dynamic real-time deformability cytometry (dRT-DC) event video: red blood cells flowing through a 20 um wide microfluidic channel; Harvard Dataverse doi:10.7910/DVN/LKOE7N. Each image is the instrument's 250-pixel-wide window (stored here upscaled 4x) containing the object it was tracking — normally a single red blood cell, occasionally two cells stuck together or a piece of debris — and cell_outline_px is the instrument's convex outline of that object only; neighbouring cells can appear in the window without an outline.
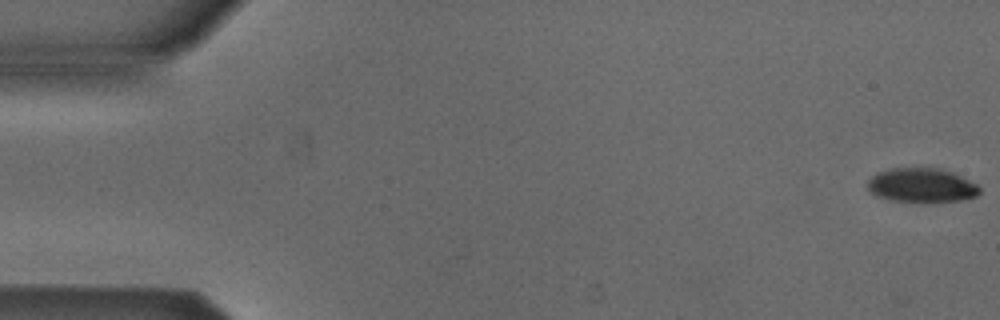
{"species": "Egyptian fruit bat (a non-hibernating species)", "species_latin": "Rousettus aegyptiacus", "temperature_condition": "cold", "stored_images_in_passage": 53, "camera_frame_rate_fps": 3000, "um_per_image_px": 0.085, "animal": {"sex": "male"}, "frame": {"image": 1, "passage_image": 1, "time_ms": 0.0, "image_size_px": [1000, 320], "cell_outline_px": [[980, 192], [976, 196], [960, 200], [892, 200], [876, 196], [868, 188], [868, 180], [876, 172], [892, 168], [940, 168], [952, 172], [976, 184], [980, 188]], "centroid_in_image_um": [78.31, 15.71], "position_along_channel_um": 6.7, "area_um2": 21.68}}
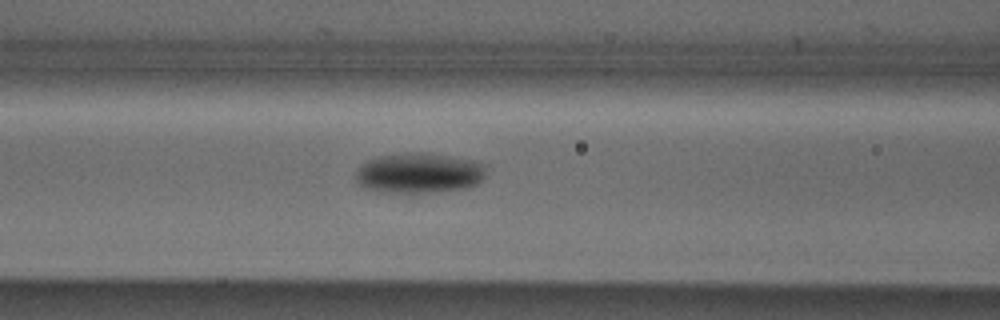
{"frame": {"image": 2, "passage_image": 22, "time_ms": 7.0, "image_size_px": [1000, 320], "cell_outline_px": [[484, 180], [468, 188], [408, 196], [380, 192], [364, 188], [356, 180], [356, 172], [368, 160], [376, 156], [404, 152], [428, 152], [472, 160], [484, 164]], "centroid_in_image_um": [35.61, 14.75], "position_along_channel_um": 131.0, "area_um2": 31.67}}
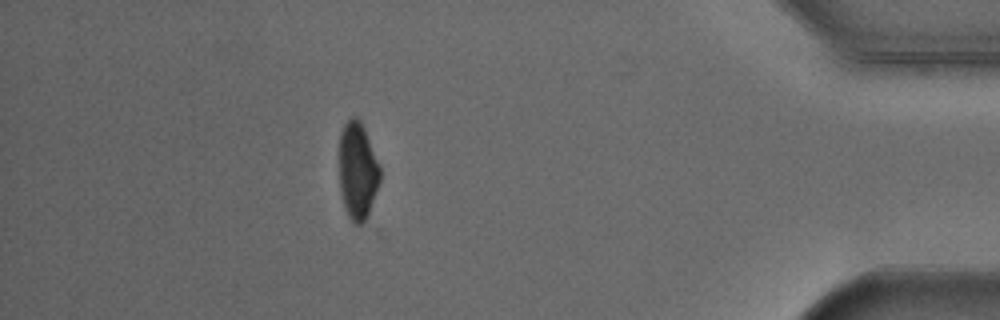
{"frame": {"image": 3, "passage_image": 47, "time_ms": 15.333, "image_size_px": [1000, 320], "cell_outline_px": [[380, 180], [368, 212], [364, 220], [360, 224], [356, 224], [348, 216], [344, 208], [340, 188], [340, 132], [344, 124], [352, 116], [356, 116], [360, 120], [364, 128], [380, 164]], "centroid_in_image_um": [30.39, 14.47], "position_along_channel_um": 404.8, "area_um2": 22.83}, "authors_computed_cell_mechanics": {"area_um2": 25.9522, "velocity_mm_per_s": 3.8953, "shape_relaxation_time_tau1_ms": 1.8768, "shape_relaxation_time_tau2_ms": null, "deformation_change_tau1": 0.1065, "deformation_change_tau2": null}}